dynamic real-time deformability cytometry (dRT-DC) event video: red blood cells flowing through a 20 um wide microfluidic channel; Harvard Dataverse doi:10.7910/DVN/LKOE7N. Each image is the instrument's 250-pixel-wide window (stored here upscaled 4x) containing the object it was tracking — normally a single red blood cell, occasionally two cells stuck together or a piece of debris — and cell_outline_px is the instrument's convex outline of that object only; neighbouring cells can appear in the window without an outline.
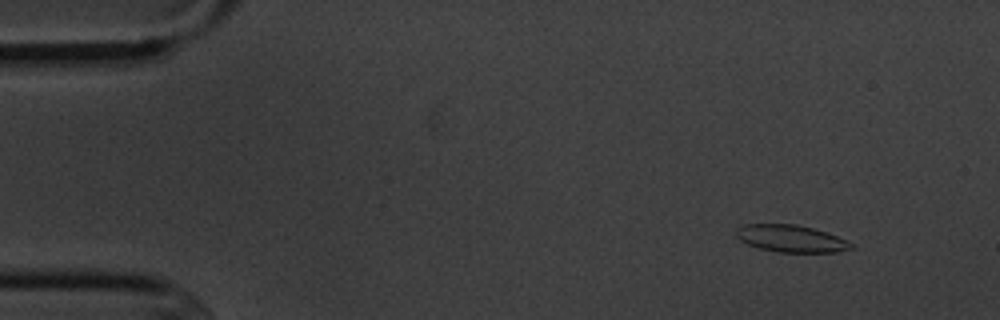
{"species": "common noctule bat (a hibernating species)", "species_latin": "Nyctalus noctula", "temperature_condition": "cold", "stored_images_in_passage": 4, "camera_frame_rate_fps": 3000, "um_per_image_px": 0.085, "animal": {"sex": "male", "body_mass_g": 20.1, "forearm_length_mm": 53.5}, "frame": {"image": 1, "passage_image": 1, "time_ms": 0.0, "image_size_px": [1000, 320], "cell_outline_px": [[856, 248], [836, 252], [776, 252], [760, 248], [748, 244], [740, 240], [736, 236], [736, 228], [744, 224], [796, 224], [812, 228], [848, 240], [856, 244]], "centroid_in_image_um": [67.27, 20.28], "position_along_channel_um": 17.7, "area_um2": 18.26}}